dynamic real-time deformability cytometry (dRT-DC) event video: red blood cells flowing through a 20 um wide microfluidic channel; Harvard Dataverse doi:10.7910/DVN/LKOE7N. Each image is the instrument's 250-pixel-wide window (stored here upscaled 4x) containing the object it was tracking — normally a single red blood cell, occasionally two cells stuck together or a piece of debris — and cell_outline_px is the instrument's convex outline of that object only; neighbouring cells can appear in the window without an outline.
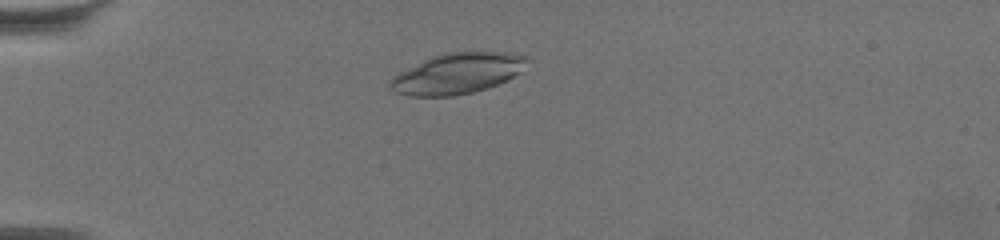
{"species": "common noctule bat (a hibernating species)", "species_latin": "Nyctalus noctula", "temperature_condition": "warm", "stored_images_in_passage": 55, "camera_frame_rate_fps": 3000, "um_per_image_px": 0.085, "animal": {"sex": "female", "body_mass_g": 19.5, "forearm_length_mm": 54.1}, "frame": {"image": 1, "passage_image": 11, "time_ms": 3.333, "image_size_px": [1000, 240], "cell_outline_px": [[524, 60], [520, 72], [488, 88], [472, 92], [452, 96], [408, 96], [392, 92], [388, 84], [388, 80], [392, 76], [432, 56], [444, 52], [476, 48], [504, 52], [524, 56]], "centroid_in_image_um": [38.79, 6.21], "position_along_channel_um": 46.2, "area_um2": 32.83}}
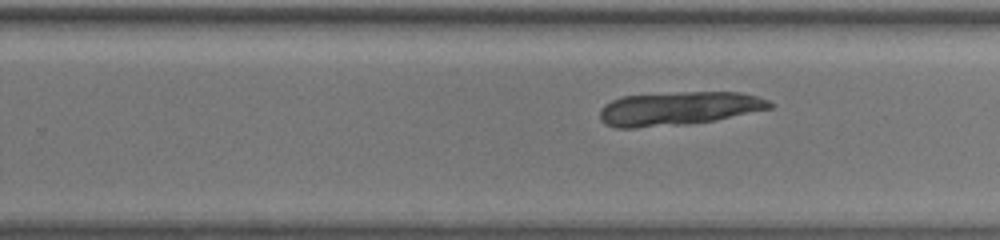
{"frame": {"image": 2, "passage_image": 34, "time_ms": 11.0, "image_size_px": [1000, 240], "cell_outline_px": [[772, 108], [716, 120], [684, 124], [636, 128], [616, 128], [604, 124], [600, 120], [600, 108], [604, 104], [620, 96], [676, 92], [740, 92], [756, 96], [768, 100], [772, 104]], "centroid_in_image_um": [57.63, 9.22], "position_along_channel_um": 272.2, "area_um2": 33.47}}
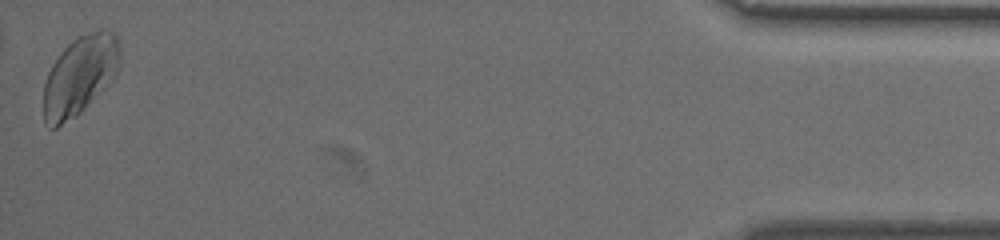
{"frame": {"image": 3, "passage_image": 55, "time_ms": 18.0, "image_size_px": [1000, 240], "cell_outline_px": [[120, 60], [116, 76], [80, 112], [56, 128], [48, 128], [44, 124], [44, 84], [48, 72], [52, 64], [60, 52], [72, 40], [80, 36], [100, 28], [104, 28], [116, 32], [120, 44]], "centroid_in_image_um": [6.8, 6.37], "position_along_channel_um": 428.4, "area_um2": 35.37}}